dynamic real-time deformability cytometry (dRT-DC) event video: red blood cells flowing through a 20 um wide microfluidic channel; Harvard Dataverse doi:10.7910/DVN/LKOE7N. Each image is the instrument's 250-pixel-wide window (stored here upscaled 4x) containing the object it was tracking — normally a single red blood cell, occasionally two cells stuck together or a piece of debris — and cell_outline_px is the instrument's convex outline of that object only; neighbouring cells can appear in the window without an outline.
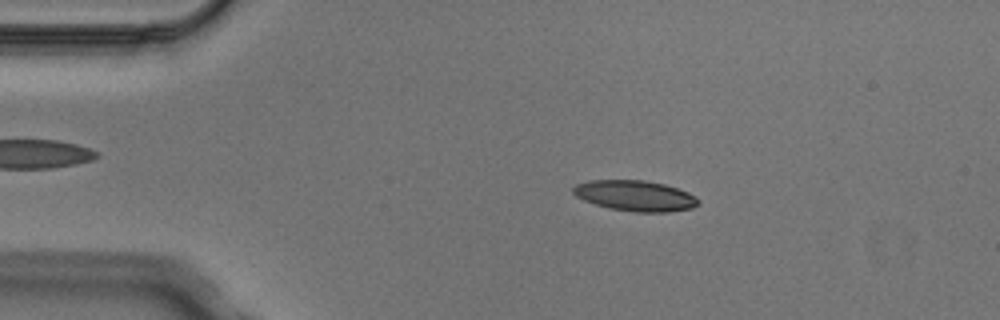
{"species": "Egyptian fruit bat (a non-hibernating species)", "species_latin": "Rousettus aegyptiacus", "temperature_condition": "cold", "stored_images_in_passage": 2, "camera_frame_rate_fps": 3000, "um_per_image_px": 0.085, "animal": {"sex": "male"}, "frame": {"image": 1, "passage_image": 1, "time_ms": 0.0, "image_size_px": [1000, 320], "cell_outline_px": [[700, 204], [692, 208], [668, 212], [636, 212], [608, 208], [584, 200], [576, 196], [572, 192], [572, 188], [576, 184], [588, 180], [644, 180], [664, 184], [688, 192], [696, 196], [700, 200]], "centroid_in_image_um": [54.0, 16.64], "position_along_channel_um": 31.0, "area_um2": 22.43}}